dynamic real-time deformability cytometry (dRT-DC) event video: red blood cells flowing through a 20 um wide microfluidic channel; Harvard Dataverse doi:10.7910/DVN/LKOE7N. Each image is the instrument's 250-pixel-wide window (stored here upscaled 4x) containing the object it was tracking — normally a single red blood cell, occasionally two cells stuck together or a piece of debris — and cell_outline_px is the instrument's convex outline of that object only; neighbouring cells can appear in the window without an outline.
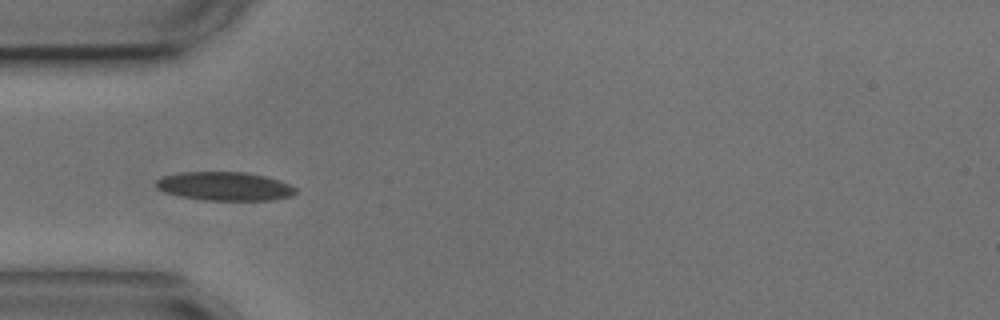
{"species": "common noctule bat (a hibernating species)", "species_latin": "Nyctalus noctula", "temperature_condition": "cold", "stored_images_in_passage": 7, "camera_frame_rate_fps": 3000, "um_per_image_px": 0.085, "animal": {"sex": "male", "body_mass_g": 17.9, "forearm_length_mm": 54.2}, "frame": {"image": 1, "passage_image": 4, "time_ms": 4.333, "image_size_px": [1000, 320], "cell_outline_px": [[296, 192], [292, 196], [276, 200], [204, 200], [180, 196], [164, 192], [156, 188], [156, 180], [164, 176], [180, 172], [244, 172], [264, 176], [280, 180], [296, 188]], "centroid_in_image_um": [19.1, 15.83], "position_along_channel_um": 65.9, "area_um2": 23.35}}